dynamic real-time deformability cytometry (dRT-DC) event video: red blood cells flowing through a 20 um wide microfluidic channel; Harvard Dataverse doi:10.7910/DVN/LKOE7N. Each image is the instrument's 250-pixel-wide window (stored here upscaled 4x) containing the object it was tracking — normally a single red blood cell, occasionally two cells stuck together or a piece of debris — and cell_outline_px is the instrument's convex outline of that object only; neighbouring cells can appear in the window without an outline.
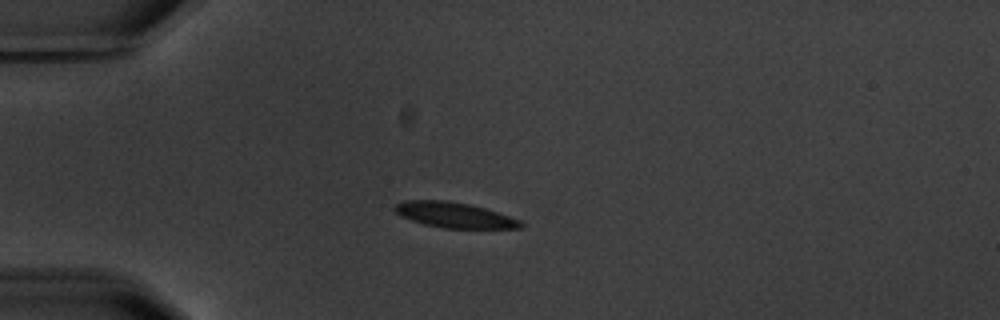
{"species": "common noctule bat (a hibernating species)", "species_latin": "Nyctalus noctula", "temperature_condition": "warm", "stored_images_in_passage": 6, "camera_frame_rate_fps": 3000, "um_per_image_px": 0.085, "animal": {"sex": "male", "body_mass_g": 20.1, "forearm_length_mm": 53.5}, "frame": {"image": 1, "passage_image": 4, "time_ms": 3.667, "image_size_px": [1000, 320], "cell_outline_px": [[524, 224], [520, 228], [444, 228], [424, 224], [400, 216], [392, 208], [396, 204], [404, 200], [448, 200], [468, 204], [484, 208], [520, 220]], "centroid_in_image_um": [38.57, 18.27], "position_along_channel_um": 46.4, "area_um2": 18.5}}
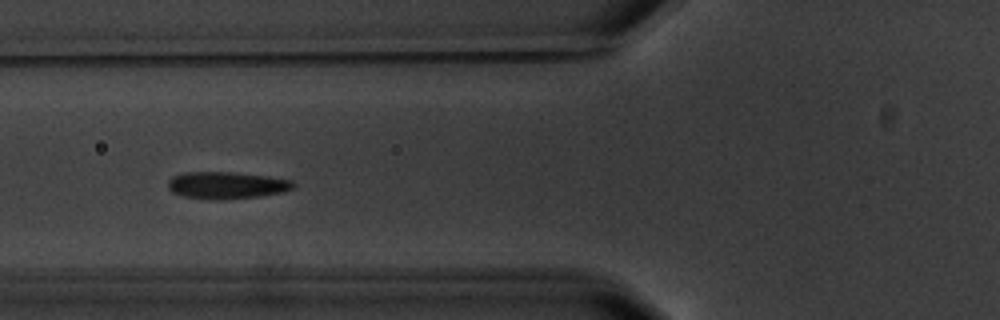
{"frame": {"image": 2, "passage_image": 6, "time_ms": 6.0, "image_size_px": [1000, 320], "cell_outline_px": [[296, 184], [292, 188], [280, 192], [260, 196], [216, 200], [208, 200], [184, 196], [172, 192], [168, 188], [168, 180], [172, 176], [184, 172], [236, 172], [268, 176], [292, 180]], "centroid_in_image_um": [19.23, 15.74], "position_along_channel_um": 106.6, "area_um2": 19.83}}